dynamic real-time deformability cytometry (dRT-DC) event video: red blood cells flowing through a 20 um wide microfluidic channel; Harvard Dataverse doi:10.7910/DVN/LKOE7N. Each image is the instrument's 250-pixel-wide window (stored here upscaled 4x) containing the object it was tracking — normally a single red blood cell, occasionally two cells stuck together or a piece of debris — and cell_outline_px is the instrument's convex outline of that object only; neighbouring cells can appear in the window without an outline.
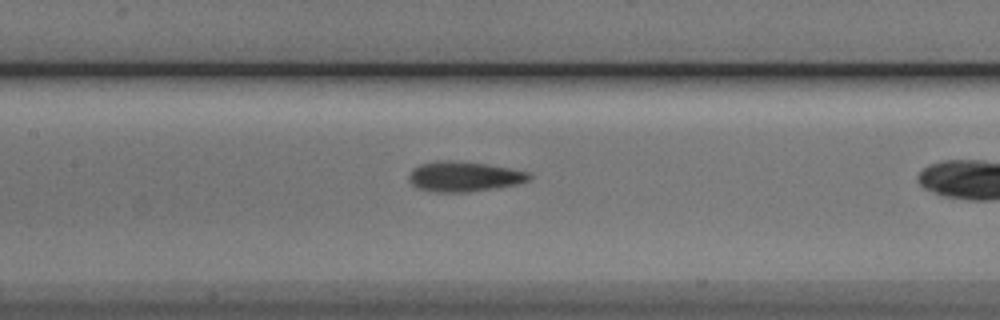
{"species": "Egyptian fruit bat (a non-hibernating species)", "species_latin": "Rousettus aegyptiacus", "temperature_condition": "cold", "stored_images_in_passage": 10, "camera_frame_rate_fps": 3000, "um_per_image_px": 0.085, "animal": {"sex": "male"}, "frame": {"image": 1, "passage_image": 9, "time_ms": 2.667, "image_size_px": [1000, 320], "cell_outline_px": [[532, 176], [528, 180], [516, 184], [468, 192], [436, 192], [420, 188], [412, 184], [408, 180], [408, 176], [412, 168], [420, 164], [436, 160], [460, 160], [488, 164], [528, 172]], "centroid_in_image_um": [39.39, 14.98], "position_along_channel_um": 168.0, "area_um2": 21.1}}